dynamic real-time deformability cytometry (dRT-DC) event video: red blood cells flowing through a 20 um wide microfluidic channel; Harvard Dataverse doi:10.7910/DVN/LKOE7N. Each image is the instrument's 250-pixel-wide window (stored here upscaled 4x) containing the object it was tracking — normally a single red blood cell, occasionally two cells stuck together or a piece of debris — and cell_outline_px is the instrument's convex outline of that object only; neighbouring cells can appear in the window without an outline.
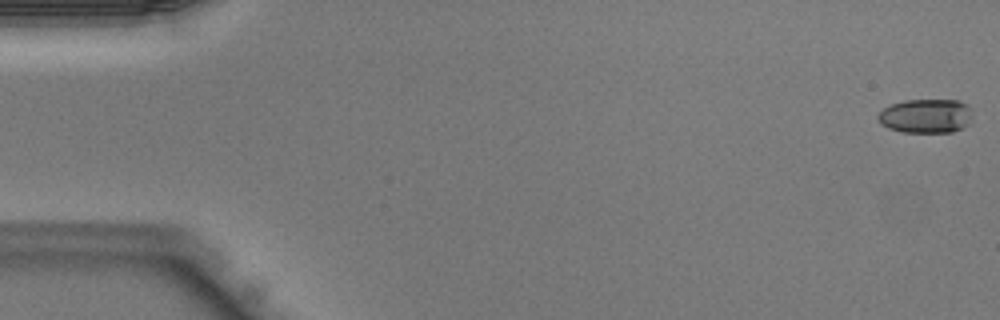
{"species": "Egyptian fruit bat (a non-hibernating species)", "species_latin": "Rousettus aegyptiacus", "temperature_condition": "warm", "stored_images_in_passage": 43, "camera_frame_rate_fps": 3000, "um_per_image_px": 0.085, "animal": {"sex": "male"}, "frame": {"image": 1, "passage_image": 1, "time_ms": 0.0, "image_size_px": [1000, 320], "cell_outline_px": [[972, 116], [968, 124], [964, 128], [952, 132], [900, 132], [888, 128], [880, 124], [876, 116], [884, 108], [892, 104], [904, 100], [960, 100], [968, 108]], "centroid_in_image_um": [78.67, 9.87], "position_along_channel_um": 6.3, "area_um2": 18.84}}
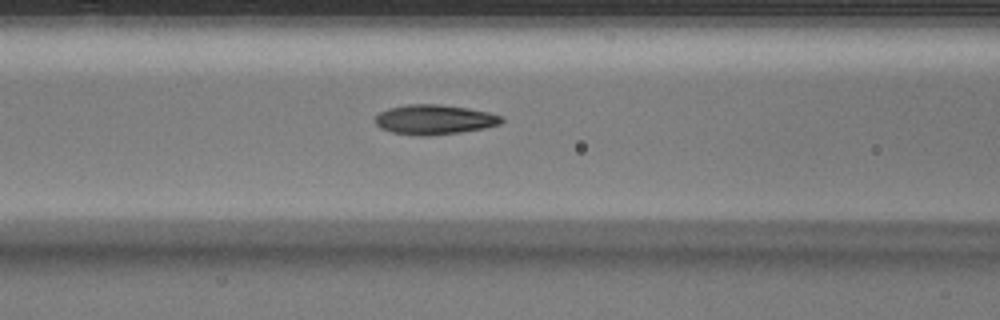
{"frame": {"image": 2, "passage_image": 18, "time_ms": 5.667, "image_size_px": [1000, 320], "cell_outline_px": [[504, 120], [500, 124], [484, 128], [460, 132], [428, 136], [420, 136], [392, 132], [380, 128], [376, 124], [376, 116], [380, 112], [388, 108], [408, 104], [436, 104], [468, 108], [488, 112], [500, 116]], "centroid_in_image_um": [36.91, 10.16], "position_along_channel_um": 129.7, "area_um2": 21.79}}
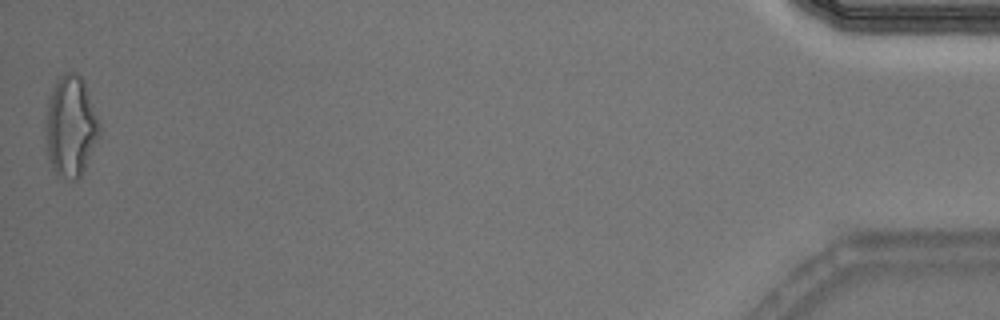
{"frame": {"image": 3, "passage_image": 43, "time_ms": 14.0, "image_size_px": [1000, 320], "cell_outline_px": [[100, 136], [80, 176], [76, 180], [72, 180], [56, 172], [52, 168], [48, 156], [44, 136], [44, 132], [48, 96], [60, 76], [68, 72], [76, 72], [84, 80], [100, 124]], "centroid_in_image_um": [5.99, 10.72], "position_along_channel_um": 429.2, "area_um2": 31.67}}